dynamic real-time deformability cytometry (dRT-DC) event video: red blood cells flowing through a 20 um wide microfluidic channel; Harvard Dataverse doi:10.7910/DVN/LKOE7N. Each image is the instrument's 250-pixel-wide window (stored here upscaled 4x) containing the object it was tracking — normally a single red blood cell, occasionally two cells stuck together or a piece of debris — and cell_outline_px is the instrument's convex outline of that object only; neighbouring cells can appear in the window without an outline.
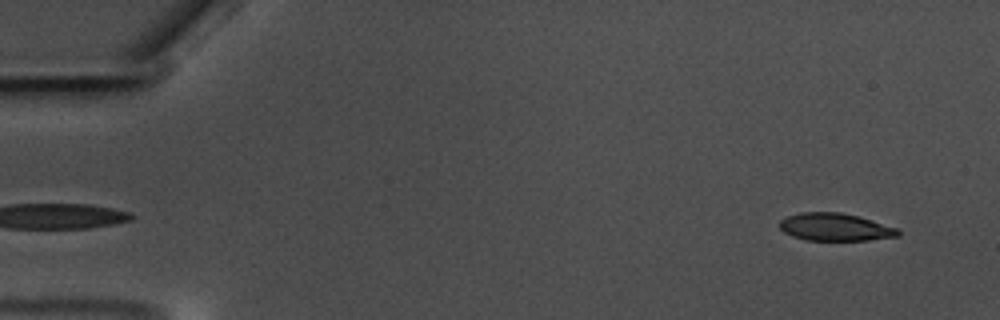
{"species": "common noctule bat (a hibernating species)", "species_latin": "Nyctalus noctula", "temperature_condition": "warm", "stored_images_in_passage": 56, "camera_frame_rate_fps": 3000, "um_per_image_px": 0.085, "animal": {"sex": "male", "body_mass_g": 17.5, "forearm_length_mm": 52.3}, "frame": {"image": 1, "passage_image": 2, "time_ms": 0.333, "image_size_px": [1000, 320], "cell_outline_px": [[900, 236], [868, 240], [804, 240], [792, 236], [784, 232], [780, 228], [780, 220], [788, 216], [800, 212], [840, 212], [856, 216], [896, 228], [900, 232]], "centroid_in_image_um": [70.95, 19.31], "position_along_channel_um": 14.1, "area_um2": 18.84}}
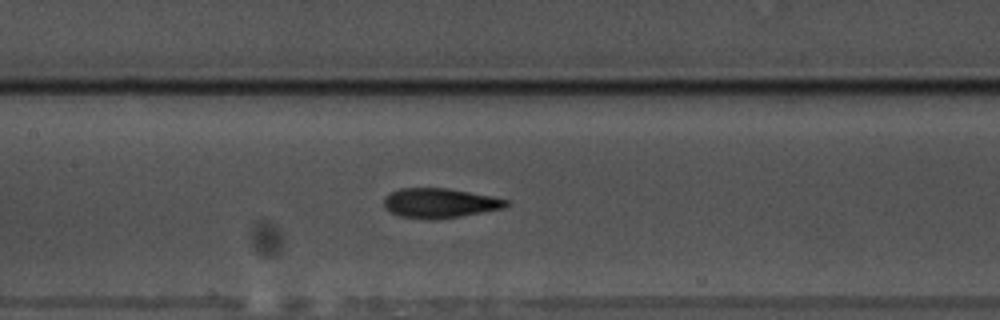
{"frame": {"image": 2, "passage_image": 26, "time_ms": 8.333, "image_size_px": [1000, 320], "cell_outline_px": [[512, 200], [504, 208], [460, 216], [436, 220], [428, 220], [400, 216], [384, 208], [384, 196], [400, 188], [448, 188], [492, 196]], "centroid_in_image_um": [37.39, 17.26], "position_along_channel_um": 170.0, "area_um2": 21.27}}
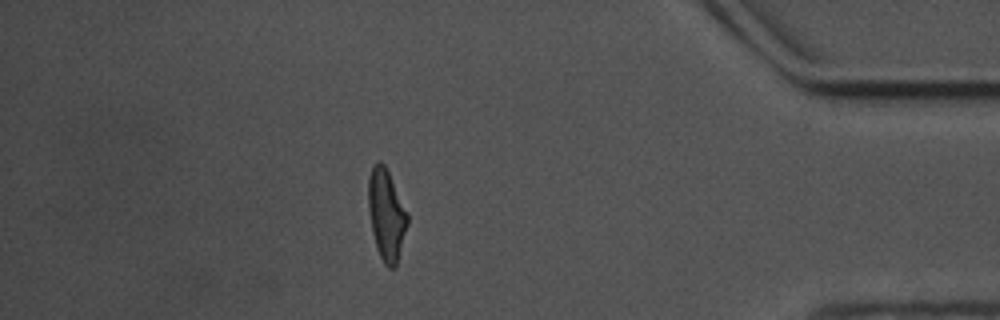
{"frame": {"image": 3, "passage_image": 49, "time_ms": 16.0, "image_size_px": [1000, 320], "cell_outline_px": [[408, 224], [396, 268], [388, 268], [384, 264], [376, 248], [372, 232], [368, 208], [368, 180], [372, 164], [376, 160], [380, 160], [384, 164], [388, 172], [408, 216]], "centroid_in_image_um": [32.82, 18.27], "position_along_channel_um": 402.4, "area_um2": 20.75}, "authors_computed_cell_mechanics": {"area_um2": 21.0103, "velocity_mm_per_s": 3.5337, "shape_relaxation_time_tau1_ms": 6.738, "shape_relaxation_time_tau2_ms": 2.1478, "deformation_change_tau1": 0.2104, "deformation_change_tau2": 0.1067}}